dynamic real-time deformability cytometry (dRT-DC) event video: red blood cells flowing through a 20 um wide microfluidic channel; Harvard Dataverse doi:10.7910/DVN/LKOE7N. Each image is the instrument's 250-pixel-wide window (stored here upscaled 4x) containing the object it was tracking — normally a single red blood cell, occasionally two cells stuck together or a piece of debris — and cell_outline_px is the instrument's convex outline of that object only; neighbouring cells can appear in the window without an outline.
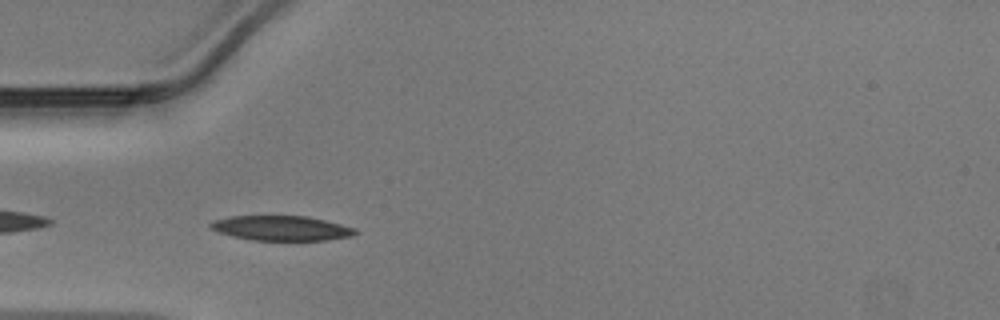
{"species": "Egyptian fruit bat (a non-hibernating species)", "species_latin": "Rousettus aegyptiacus", "temperature_condition": "warm", "stored_images_in_passage": 22, "camera_frame_rate_fps": 3000, "um_per_image_px": 0.085, "animal": {"sex": "male"}, "frame": {"image": 1, "passage_image": 2, "time_ms": 0.333, "image_size_px": [1000, 320], "cell_outline_px": [[356, 232], [352, 236], [324, 240], [252, 240], [232, 236], [220, 232], [212, 228], [208, 224], [212, 220], [228, 216], [304, 216], [324, 220], [356, 228]], "centroid_in_image_um": [23.88, 19.39], "position_along_channel_um": 61.1, "area_um2": 20.75}}
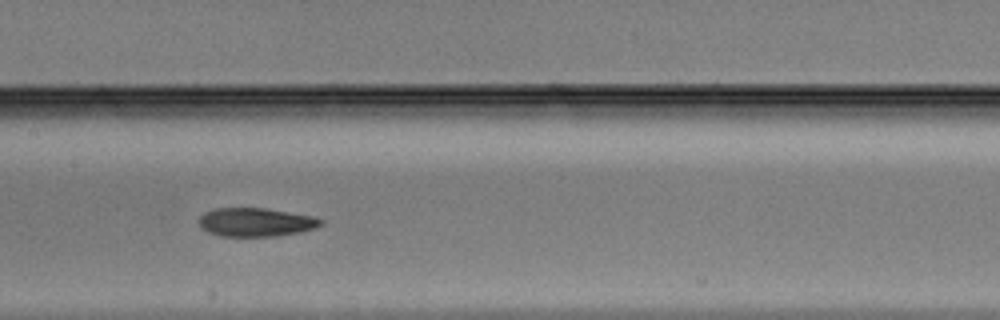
{"frame": {"image": 2, "passage_image": 11, "time_ms": 3.333, "image_size_px": [1000, 320], "cell_outline_px": [[324, 220], [320, 224], [312, 228], [300, 232], [276, 236], [220, 236], [208, 232], [200, 224], [200, 216], [204, 212], [216, 208], [264, 208], [308, 216]], "centroid_in_image_um": [21.68, 18.89], "position_along_channel_um": 185.7, "area_um2": 19.83}}
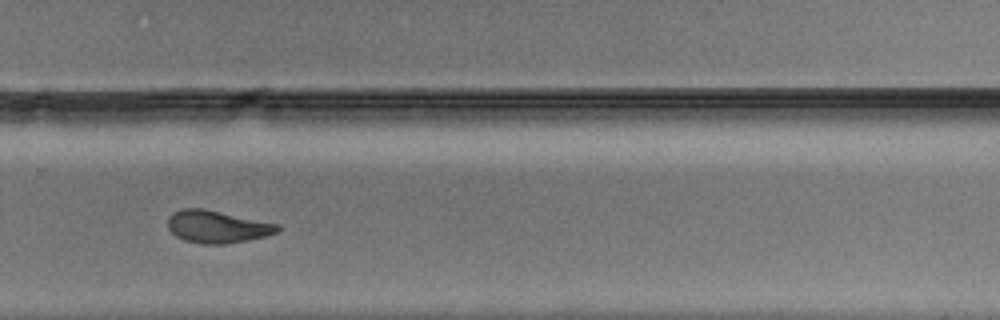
{"frame": {"image": 3, "passage_image": 20, "time_ms": 6.333, "image_size_px": [1000, 320], "cell_outline_px": [[280, 232], [248, 240], [224, 244], [200, 244], [184, 240], [176, 236], [168, 228], [168, 216], [184, 208], [204, 208], [280, 224]], "centroid_in_image_um": [18.48, 19.27], "position_along_channel_um": 311.3, "area_um2": 20.81}}